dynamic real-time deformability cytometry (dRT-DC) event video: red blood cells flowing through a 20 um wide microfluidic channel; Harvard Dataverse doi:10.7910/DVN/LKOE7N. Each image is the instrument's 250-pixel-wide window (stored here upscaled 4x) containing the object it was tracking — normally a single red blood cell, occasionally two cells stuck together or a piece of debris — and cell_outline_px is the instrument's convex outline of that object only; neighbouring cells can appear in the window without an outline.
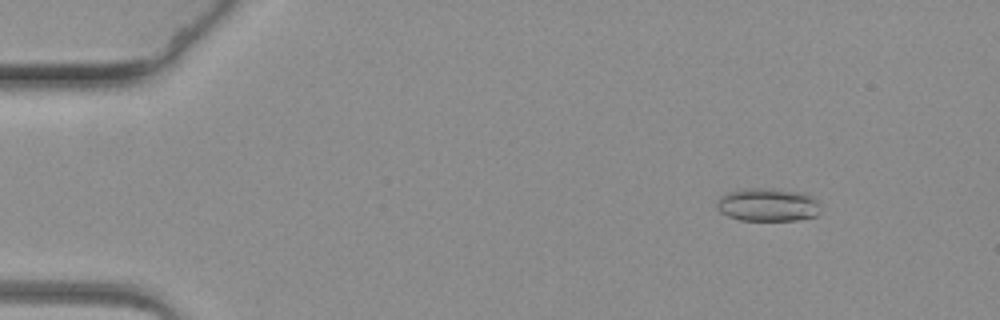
{"species": "common noctule bat (a hibernating species)", "species_latin": "Nyctalus noctula", "temperature_condition": "warm", "stored_images_in_passage": 13, "camera_frame_rate_fps": 3000, "um_per_image_px": 0.085, "animal": {"sex": "female", "body_mass_g": 19.3, "forearm_length_mm": 54.1}, "frame": {"image": 1, "passage_image": 7, "time_ms": 2.0, "image_size_px": [1000, 320], "cell_outline_px": [[820, 204], [816, 216], [796, 220], [740, 220], [728, 216], [720, 212], [716, 208], [716, 200], [720, 196], [728, 192], [752, 188], [764, 188], [804, 192], [816, 200]], "centroid_in_image_um": [65.23, 17.41], "position_along_channel_um": 19.8, "area_um2": 20.0}}